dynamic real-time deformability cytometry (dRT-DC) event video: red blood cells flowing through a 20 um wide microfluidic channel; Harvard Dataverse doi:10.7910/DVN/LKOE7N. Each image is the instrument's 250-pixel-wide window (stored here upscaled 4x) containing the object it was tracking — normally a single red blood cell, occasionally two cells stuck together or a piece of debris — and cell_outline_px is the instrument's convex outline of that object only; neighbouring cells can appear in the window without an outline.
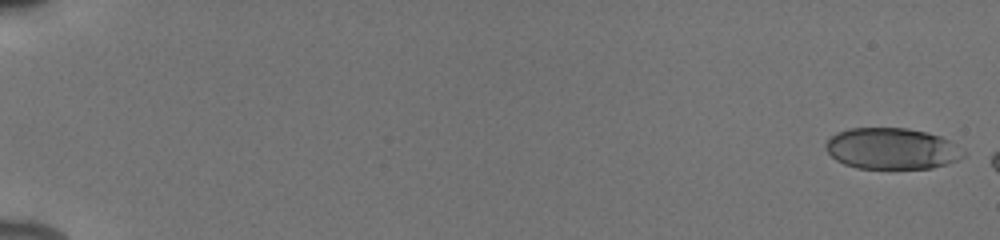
{"species": "human", "species_latin": "Homo sapiens", "temperature_condition": "cold", "stored_images_in_passage": 8, "camera_frame_rate_fps": 3000, "um_per_image_px": 0.085, "donor": {"sex": "male"}, "frame": {"image": 1, "passage_image": 1, "time_ms": 0.0, "image_size_px": [1000, 240], "cell_outline_px": [[964, 156], [956, 160], [932, 168], [856, 168], [844, 164], [836, 160], [828, 152], [824, 144], [836, 132], [848, 128], [908, 128], [928, 132], [940, 136], [948, 140], [964, 152]], "centroid_in_image_um": [75.76, 12.62], "position_along_channel_um": 9.2, "area_um2": 32.89}}